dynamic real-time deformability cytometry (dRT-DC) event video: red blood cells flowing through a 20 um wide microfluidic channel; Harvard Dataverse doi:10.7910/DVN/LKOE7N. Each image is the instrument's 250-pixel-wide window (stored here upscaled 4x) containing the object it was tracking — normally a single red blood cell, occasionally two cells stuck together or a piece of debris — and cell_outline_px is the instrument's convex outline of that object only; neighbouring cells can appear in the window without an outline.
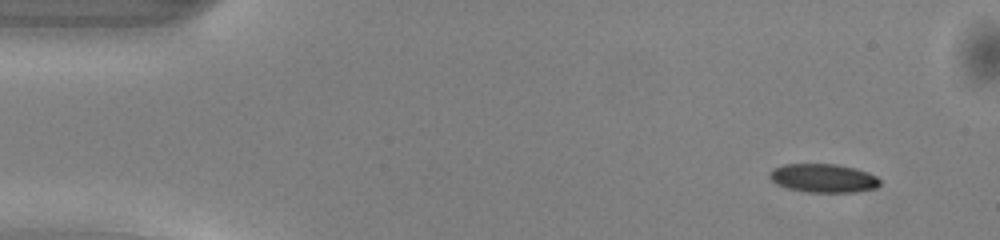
{"species": "common noctule bat (a hibernating species)", "species_latin": "Nyctalus noctula", "temperature_condition": "warm", "stored_images_in_passage": 47, "camera_frame_rate_fps": 3000, "um_per_image_px": 0.085, "animal": {"sex": "male", "body_mass_g": 13.0, "forearm_length_mm": 53.1}, "frame": {"image": 1, "passage_image": 1, "time_ms": 0.0, "image_size_px": [1000, 240], "cell_outline_px": [[880, 184], [876, 188], [856, 192], [808, 192], [788, 188], [776, 184], [768, 176], [768, 172], [772, 168], [784, 164], [836, 164], [856, 168], [868, 172], [876, 176], [880, 180]], "centroid_in_image_um": [69.97, 15.14], "position_along_channel_um": 15.0, "area_um2": 18.55}}
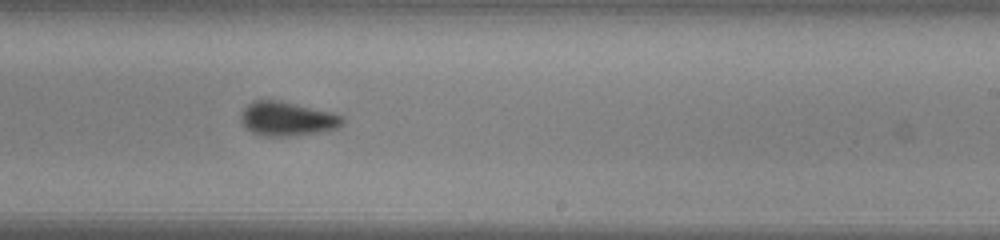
{"frame": {"image": 2, "passage_image": 27, "time_ms": 8.667, "image_size_px": [1000, 240], "cell_outline_px": [[344, 124], [340, 128], [320, 132], [288, 136], [260, 136], [244, 128], [240, 120], [240, 116], [244, 108], [252, 100], [280, 100], [332, 112], [344, 116]], "centroid_in_image_um": [24.41, 10.1], "position_along_channel_um": 264.6, "area_um2": 20.58}}
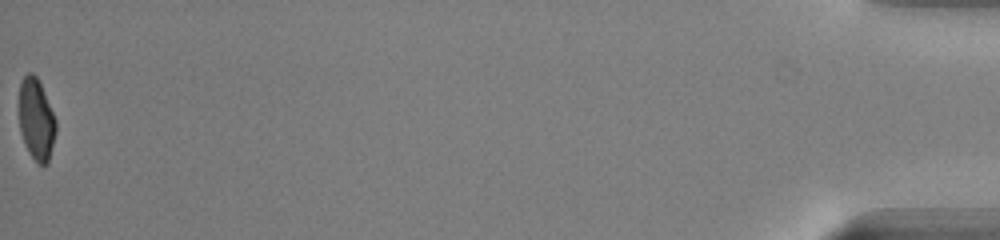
{"frame": {"image": 3, "passage_image": 47, "time_ms": 15.333, "image_size_px": [1000, 240], "cell_outline_px": [[56, 132], [48, 164], [40, 164], [28, 152], [24, 144], [20, 132], [20, 84], [24, 76], [28, 72], [32, 72], [36, 76], [44, 92], [56, 120]], "centroid_in_image_um": [3.09, 10.17], "position_along_channel_um": 432.1, "area_um2": 17.28}, "authors_computed_cell_mechanics": {"area_um2": 19.363, "velocity_mm_per_s": 4.1124, "shape_relaxation_time_tau1_ms": 3.211, "shape_relaxation_time_tau2_ms": 1.6886, "deformation_change_tau1": 0.1137, "deformation_change_tau2": 0.0772}}